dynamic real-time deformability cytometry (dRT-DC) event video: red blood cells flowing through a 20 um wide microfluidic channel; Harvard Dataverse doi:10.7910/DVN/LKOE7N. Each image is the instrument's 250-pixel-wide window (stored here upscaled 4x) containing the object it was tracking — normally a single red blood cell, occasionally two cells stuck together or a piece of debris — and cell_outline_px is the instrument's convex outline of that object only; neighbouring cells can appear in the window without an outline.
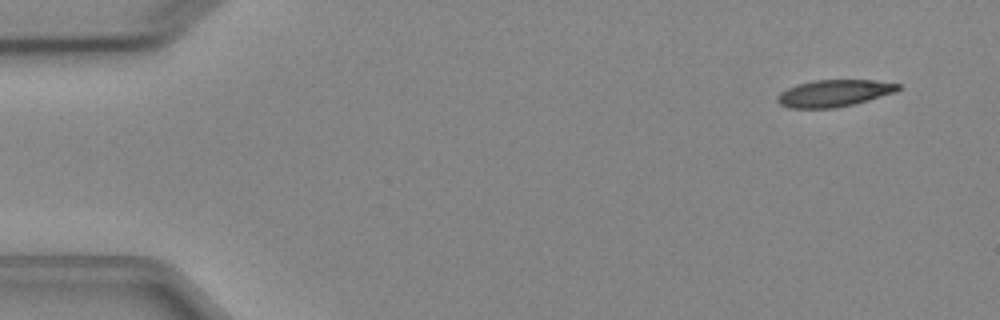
{"species": "Egyptian fruit bat (a non-hibernating species)", "species_latin": "Rousettus aegyptiacus", "temperature_condition": "cold", "stored_images_in_passage": 4, "camera_frame_rate_fps": 3000, "um_per_image_px": 0.085, "animal": {"sex": "female"}, "frame": {"image": 1, "passage_image": 2, "time_ms": 1.0, "image_size_px": [1000, 320], "cell_outline_px": [[900, 88], [896, 92], [868, 100], [836, 108], [788, 108], [780, 104], [776, 100], [776, 96], [780, 92], [796, 84], [816, 80], [876, 80], [900, 84]], "centroid_in_image_um": [70.87, 7.92], "position_along_channel_um": 14.1, "area_um2": 18.96}}